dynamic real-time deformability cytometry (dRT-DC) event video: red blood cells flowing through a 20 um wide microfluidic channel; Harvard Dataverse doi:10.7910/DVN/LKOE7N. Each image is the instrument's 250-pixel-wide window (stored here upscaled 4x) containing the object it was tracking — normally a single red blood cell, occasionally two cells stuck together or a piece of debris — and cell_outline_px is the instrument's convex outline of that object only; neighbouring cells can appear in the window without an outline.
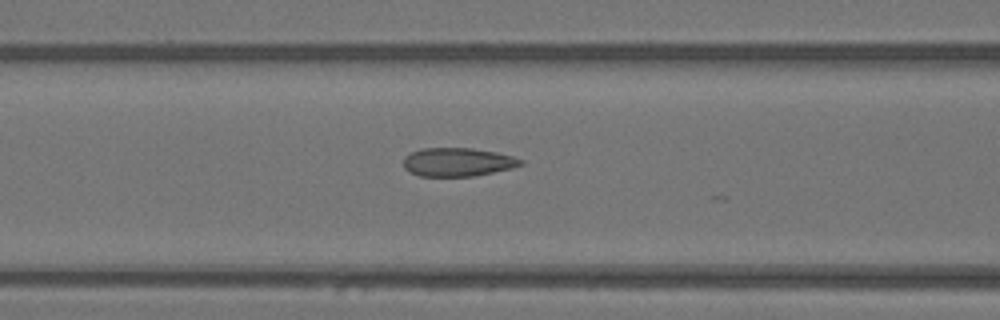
{"species": "Egyptian fruit bat (a non-hibernating species)", "species_latin": "Rousettus aegyptiacus", "temperature_condition": "warm", "stored_images_in_passage": 10, "camera_frame_rate_fps": 3000, "um_per_image_px": 0.085, "animal": {"sex": "female"}, "frame": {"image": 1, "passage_image": 6, "time_ms": 1.667, "image_size_px": [1000, 320], "cell_outline_px": [[524, 164], [512, 168], [472, 176], [420, 176], [408, 172], [404, 168], [404, 156], [420, 148], [472, 148], [496, 152], [512, 156], [524, 160]], "centroid_in_image_um": [38.89, 13.77], "position_along_channel_um": 127.7, "area_um2": 19.54}}
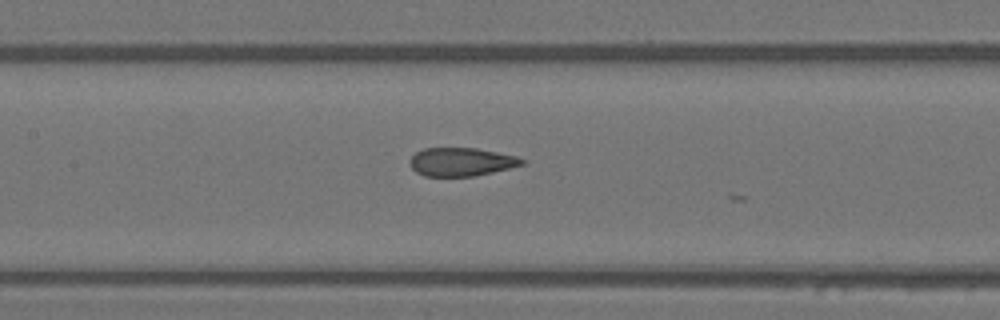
{"frame": {"image": 2, "passage_image": 9, "time_ms": 2.667, "image_size_px": [1000, 320], "cell_outline_px": [[524, 164], [476, 176], [424, 176], [416, 172], [408, 164], [408, 160], [416, 152], [424, 148], [476, 148], [516, 156], [524, 160]], "centroid_in_image_um": [39.15, 13.76], "position_along_channel_um": 168.2, "area_um2": 18.5}}